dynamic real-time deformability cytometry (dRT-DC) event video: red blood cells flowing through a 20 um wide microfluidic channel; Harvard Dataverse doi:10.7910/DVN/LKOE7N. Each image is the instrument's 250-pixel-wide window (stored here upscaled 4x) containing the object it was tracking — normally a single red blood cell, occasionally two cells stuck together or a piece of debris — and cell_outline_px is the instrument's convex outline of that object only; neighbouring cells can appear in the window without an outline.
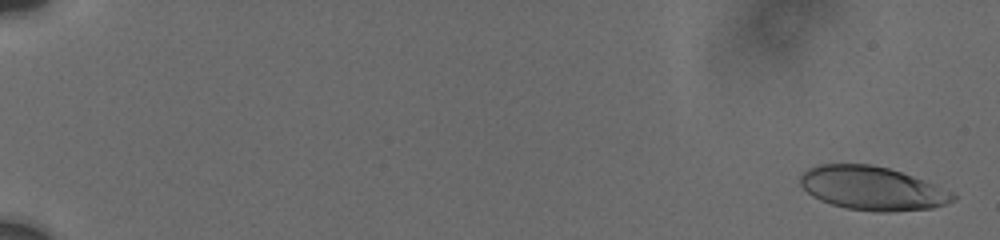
{"species": "human", "species_latin": "Homo sapiens", "temperature_condition": "cold", "stored_images_in_passage": 36, "camera_frame_rate_fps": 3000, "um_per_image_px": 0.085, "donor": {"sex": "male"}, "frame": {"image": 1, "passage_image": 1, "time_ms": 0.0, "image_size_px": [1000, 240], "cell_outline_px": [[956, 200], [932, 208], [888, 212], [876, 212], [844, 208], [820, 200], [812, 196], [800, 184], [800, 176], [808, 168], [820, 164], [872, 164], [888, 168], [924, 180], [952, 192], [956, 196]], "centroid_in_image_um": [74.13, 16.01], "position_along_channel_um": 10.9, "area_um2": 38.73}}
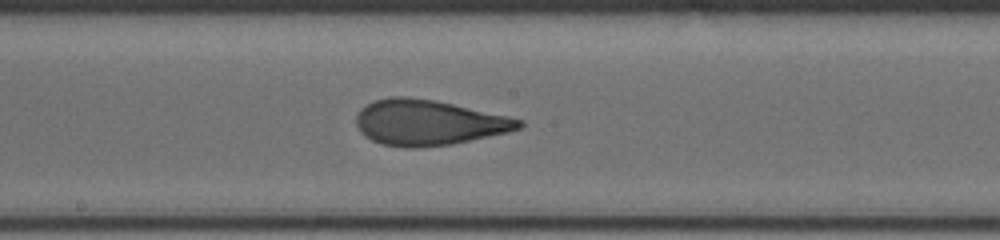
{"frame": {"image": 2, "passage_image": 21, "time_ms": 10.667, "image_size_px": [1000, 240], "cell_outline_px": [[524, 124], [520, 128], [508, 132], [452, 144], [416, 148], [404, 148], [380, 144], [364, 136], [360, 132], [356, 124], [356, 116], [360, 108], [376, 100], [388, 96], [408, 96], [432, 100], [452, 104], [508, 116], [524, 120]], "centroid_in_image_um": [36.38, 10.42], "position_along_channel_um": 211.8, "area_um2": 43.12}}
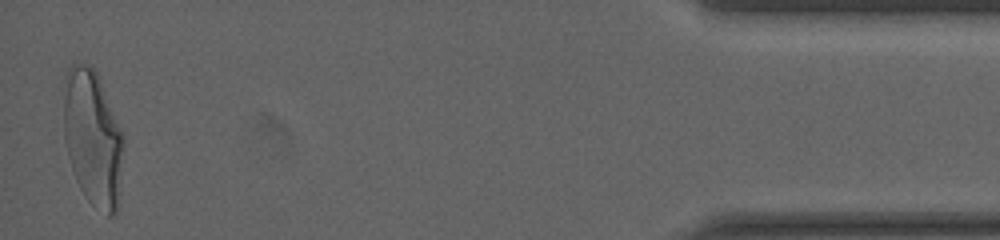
{"frame": {"image": 3, "passage_image": 36, "time_ms": 18.333, "image_size_px": [1000, 240], "cell_outline_px": [[124, 144], [120, 192], [116, 212], [112, 216], [108, 216], [92, 204], [88, 200], [80, 188], [76, 180], [68, 156], [64, 136], [64, 96], [68, 68], [72, 64], [88, 64], [96, 72], [124, 136]], "centroid_in_image_um": [7.9, 11.78], "position_along_channel_um": 427.3, "area_um2": 47.05}, "authors_computed_cell_mechanics": {"area_um2": 41.9628, "velocity_mm_per_s": 3.7594, "shape_relaxation_time_tau1_ms": 4.9872, "shape_relaxation_time_tau2_ms": 0.9173, "deformation_change_tau1": 0.1816, "deformation_change_tau2": 0.0751}}